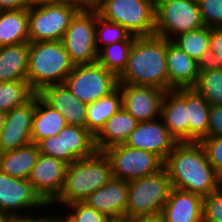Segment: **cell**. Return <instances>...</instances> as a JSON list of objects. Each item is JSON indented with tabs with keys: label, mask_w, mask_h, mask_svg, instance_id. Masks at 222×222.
Instances as JSON below:
<instances>
[{
	"label": "cell",
	"mask_w": 222,
	"mask_h": 222,
	"mask_svg": "<svg viewBox=\"0 0 222 222\" xmlns=\"http://www.w3.org/2000/svg\"><path fill=\"white\" fill-rule=\"evenodd\" d=\"M174 188L209 196L222 186V179L209 163L200 142H177L164 161Z\"/></svg>",
	"instance_id": "1"
},
{
	"label": "cell",
	"mask_w": 222,
	"mask_h": 222,
	"mask_svg": "<svg viewBox=\"0 0 222 222\" xmlns=\"http://www.w3.org/2000/svg\"><path fill=\"white\" fill-rule=\"evenodd\" d=\"M166 46L167 39L155 34L136 37L127 66L118 76L119 84L153 86L168 91Z\"/></svg>",
	"instance_id": "2"
},
{
	"label": "cell",
	"mask_w": 222,
	"mask_h": 222,
	"mask_svg": "<svg viewBox=\"0 0 222 222\" xmlns=\"http://www.w3.org/2000/svg\"><path fill=\"white\" fill-rule=\"evenodd\" d=\"M111 178V165L103 152L96 151L90 157L77 159L67 166L62 191L49 206L83 202Z\"/></svg>",
	"instance_id": "3"
},
{
	"label": "cell",
	"mask_w": 222,
	"mask_h": 222,
	"mask_svg": "<svg viewBox=\"0 0 222 222\" xmlns=\"http://www.w3.org/2000/svg\"><path fill=\"white\" fill-rule=\"evenodd\" d=\"M73 67L61 40L29 42L26 80L36 94L46 86L63 84Z\"/></svg>",
	"instance_id": "4"
},
{
	"label": "cell",
	"mask_w": 222,
	"mask_h": 222,
	"mask_svg": "<svg viewBox=\"0 0 222 222\" xmlns=\"http://www.w3.org/2000/svg\"><path fill=\"white\" fill-rule=\"evenodd\" d=\"M172 188L165 168L129 181L125 219L161 213Z\"/></svg>",
	"instance_id": "5"
},
{
	"label": "cell",
	"mask_w": 222,
	"mask_h": 222,
	"mask_svg": "<svg viewBox=\"0 0 222 222\" xmlns=\"http://www.w3.org/2000/svg\"><path fill=\"white\" fill-rule=\"evenodd\" d=\"M155 0H99L96 11L103 19L125 27L136 37L155 32Z\"/></svg>",
	"instance_id": "6"
},
{
	"label": "cell",
	"mask_w": 222,
	"mask_h": 222,
	"mask_svg": "<svg viewBox=\"0 0 222 222\" xmlns=\"http://www.w3.org/2000/svg\"><path fill=\"white\" fill-rule=\"evenodd\" d=\"M154 34L168 40L205 26L197 0H155Z\"/></svg>",
	"instance_id": "7"
},
{
	"label": "cell",
	"mask_w": 222,
	"mask_h": 222,
	"mask_svg": "<svg viewBox=\"0 0 222 222\" xmlns=\"http://www.w3.org/2000/svg\"><path fill=\"white\" fill-rule=\"evenodd\" d=\"M65 86L81 102L93 103L118 88V76L98 62L74 65L64 81Z\"/></svg>",
	"instance_id": "8"
},
{
	"label": "cell",
	"mask_w": 222,
	"mask_h": 222,
	"mask_svg": "<svg viewBox=\"0 0 222 222\" xmlns=\"http://www.w3.org/2000/svg\"><path fill=\"white\" fill-rule=\"evenodd\" d=\"M80 9L72 4L30 6L29 42L62 40L71 20Z\"/></svg>",
	"instance_id": "9"
},
{
	"label": "cell",
	"mask_w": 222,
	"mask_h": 222,
	"mask_svg": "<svg viewBox=\"0 0 222 222\" xmlns=\"http://www.w3.org/2000/svg\"><path fill=\"white\" fill-rule=\"evenodd\" d=\"M102 152L110 162L112 178L115 179L131 181L164 168V161L159 156L125 144L111 146Z\"/></svg>",
	"instance_id": "10"
},
{
	"label": "cell",
	"mask_w": 222,
	"mask_h": 222,
	"mask_svg": "<svg viewBox=\"0 0 222 222\" xmlns=\"http://www.w3.org/2000/svg\"><path fill=\"white\" fill-rule=\"evenodd\" d=\"M61 41L74 65L97 62L95 9H80Z\"/></svg>",
	"instance_id": "11"
},
{
	"label": "cell",
	"mask_w": 222,
	"mask_h": 222,
	"mask_svg": "<svg viewBox=\"0 0 222 222\" xmlns=\"http://www.w3.org/2000/svg\"><path fill=\"white\" fill-rule=\"evenodd\" d=\"M39 207L50 209L28 179L13 178L0 171V212L11 214L16 219H33L40 216L32 217L28 210H40ZM21 210H27V213L23 215Z\"/></svg>",
	"instance_id": "12"
},
{
	"label": "cell",
	"mask_w": 222,
	"mask_h": 222,
	"mask_svg": "<svg viewBox=\"0 0 222 222\" xmlns=\"http://www.w3.org/2000/svg\"><path fill=\"white\" fill-rule=\"evenodd\" d=\"M122 95V108L139 123L161 117L166 90L143 85L118 84Z\"/></svg>",
	"instance_id": "13"
},
{
	"label": "cell",
	"mask_w": 222,
	"mask_h": 222,
	"mask_svg": "<svg viewBox=\"0 0 222 222\" xmlns=\"http://www.w3.org/2000/svg\"><path fill=\"white\" fill-rule=\"evenodd\" d=\"M68 164L51 156H38L28 181L39 196L50 205L62 191Z\"/></svg>",
	"instance_id": "14"
},
{
	"label": "cell",
	"mask_w": 222,
	"mask_h": 222,
	"mask_svg": "<svg viewBox=\"0 0 222 222\" xmlns=\"http://www.w3.org/2000/svg\"><path fill=\"white\" fill-rule=\"evenodd\" d=\"M35 112V95L25 104L5 113L0 135V153L16 150L32 142L31 128Z\"/></svg>",
	"instance_id": "15"
},
{
	"label": "cell",
	"mask_w": 222,
	"mask_h": 222,
	"mask_svg": "<svg viewBox=\"0 0 222 222\" xmlns=\"http://www.w3.org/2000/svg\"><path fill=\"white\" fill-rule=\"evenodd\" d=\"M176 143L177 141L169 134L161 117L138 123L124 142L128 147L154 153L163 161Z\"/></svg>",
	"instance_id": "16"
},
{
	"label": "cell",
	"mask_w": 222,
	"mask_h": 222,
	"mask_svg": "<svg viewBox=\"0 0 222 222\" xmlns=\"http://www.w3.org/2000/svg\"><path fill=\"white\" fill-rule=\"evenodd\" d=\"M129 181L111 178L83 202L111 220L125 219Z\"/></svg>",
	"instance_id": "17"
},
{
	"label": "cell",
	"mask_w": 222,
	"mask_h": 222,
	"mask_svg": "<svg viewBox=\"0 0 222 222\" xmlns=\"http://www.w3.org/2000/svg\"><path fill=\"white\" fill-rule=\"evenodd\" d=\"M161 119L169 134L177 142H189L186 88L166 91L162 103Z\"/></svg>",
	"instance_id": "18"
},
{
	"label": "cell",
	"mask_w": 222,
	"mask_h": 222,
	"mask_svg": "<svg viewBox=\"0 0 222 222\" xmlns=\"http://www.w3.org/2000/svg\"><path fill=\"white\" fill-rule=\"evenodd\" d=\"M166 63L168 91L178 88H193L196 85L201 65L168 39Z\"/></svg>",
	"instance_id": "19"
},
{
	"label": "cell",
	"mask_w": 222,
	"mask_h": 222,
	"mask_svg": "<svg viewBox=\"0 0 222 222\" xmlns=\"http://www.w3.org/2000/svg\"><path fill=\"white\" fill-rule=\"evenodd\" d=\"M37 94L63 115L67 125L86 128L87 104L79 101L64 83L46 86Z\"/></svg>",
	"instance_id": "20"
},
{
	"label": "cell",
	"mask_w": 222,
	"mask_h": 222,
	"mask_svg": "<svg viewBox=\"0 0 222 222\" xmlns=\"http://www.w3.org/2000/svg\"><path fill=\"white\" fill-rule=\"evenodd\" d=\"M203 197L172 188L161 214L164 222H197L203 218Z\"/></svg>",
	"instance_id": "21"
},
{
	"label": "cell",
	"mask_w": 222,
	"mask_h": 222,
	"mask_svg": "<svg viewBox=\"0 0 222 222\" xmlns=\"http://www.w3.org/2000/svg\"><path fill=\"white\" fill-rule=\"evenodd\" d=\"M138 123L124 108L119 109L105 122L103 128L94 137L96 151L102 152L111 146L124 144Z\"/></svg>",
	"instance_id": "22"
},
{
	"label": "cell",
	"mask_w": 222,
	"mask_h": 222,
	"mask_svg": "<svg viewBox=\"0 0 222 222\" xmlns=\"http://www.w3.org/2000/svg\"><path fill=\"white\" fill-rule=\"evenodd\" d=\"M66 125L63 115L35 94V112L31 128L32 143L38 144L44 138L57 136Z\"/></svg>",
	"instance_id": "23"
},
{
	"label": "cell",
	"mask_w": 222,
	"mask_h": 222,
	"mask_svg": "<svg viewBox=\"0 0 222 222\" xmlns=\"http://www.w3.org/2000/svg\"><path fill=\"white\" fill-rule=\"evenodd\" d=\"M40 155L39 146L29 143L16 150L0 153V171L17 179H28Z\"/></svg>",
	"instance_id": "24"
},
{
	"label": "cell",
	"mask_w": 222,
	"mask_h": 222,
	"mask_svg": "<svg viewBox=\"0 0 222 222\" xmlns=\"http://www.w3.org/2000/svg\"><path fill=\"white\" fill-rule=\"evenodd\" d=\"M58 135H62L64 162L68 165L96 152L94 136L87 128L66 125Z\"/></svg>",
	"instance_id": "25"
},
{
	"label": "cell",
	"mask_w": 222,
	"mask_h": 222,
	"mask_svg": "<svg viewBox=\"0 0 222 222\" xmlns=\"http://www.w3.org/2000/svg\"><path fill=\"white\" fill-rule=\"evenodd\" d=\"M29 42L0 47V82L26 80Z\"/></svg>",
	"instance_id": "26"
},
{
	"label": "cell",
	"mask_w": 222,
	"mask_h": 222,
	"mask_svg": "<svg viewBox=\"0 0 222 222\" xmlns=\"http://www.w3.org/2000/svg\"><path fill=\"white\" fill-rule=\"evenodd\" d=\"M188 107L189 142H200L208 137V116L210 105L194 88H186Z\"/></svg>",
	"instance_id": "27"
},
{
	"label": "cell",
	"mask_w": 222,
	"mask_h": 222,
	"mask_svg": "<svg viewBox=\"0 0 222 222\" xmlns=\"http://www.w3.org/2000/svg\"><path fill=\"white\" fill-rule=\"evenodd\" d=\"M29 42L28 9L0 11V47Z\"/></svg>",
	"instance_id": "28"
},
{
	"label": "cell",
	"mask_w": 222,
	"mask_h": 222,
	"mask_svg": "<svg viewBox=\"0 0 222 222\" xmlns=\"http://www.w3.org/2000/svg\"><path fill=\"white\" fill-rule=\"evenodd\" d=\"M122 108V95L117 88L111 94L88 103L86 108V128L95 137L105 122Z\"/></svg>",
	"instance_id": "29"
},
{
	"label": "cell",
	"mask_w": 222,
	"mask_h": 222,
	"mask_svg": "<svg viewBox=\"0 0 222 222\" xmlns=\"http://www.w3.org/2000/svg\"><path fill=\"white\" fill-rule=\"evenodd\" d=\"M171 41L200 65L208 63L210 27L204 26L197 30L180 33Z\"/></svg>",
	"instance_id": "30"
},
{
	"label": "cell",
	"mask_w": 222,
	"mask_h": 222,
	"mask_svg": "<svg viewBox=\"0 0 222 222\" xmlns=\"http://www.w3.org/2000/svg\"><path fill=\"white\" fill-rule=\"evenodd\" d=\"M193 88L209 105H222V67L209 63L201 65L197 83Z\"/></svg>",
	"instance_id": "31"
},
{
	"label": "cell",
	"mask_w": 222,
	"mask_h": 222,
	"mask_svg": "<svg viewBox=\"0 0 222 222\" xmlns=\"http://www.w3.org/2000/svg\"><path fill=\"white\" fill-rule=\"evenodd\" d=\"M134 40H124L102 47L98 51L97 62L119 76L126 68Z\"/></svg>",
	"instance_id": "32"
},
{
	"label": "cell",
	"mask_w": 222,
	"mask_h": 222,
	"mask_svg": "<svg viewBox=\"0 0 222 222\" xmlns=\"http://www.w3.org/2000/svg\"><path fill=\"white\" fill-rule=\"evenodd\" d=\"M35 94L27 80L0 82V111L6 113L21 106Z\"/></svg>",
	"instance_id": "33"
},
{
	"label": "cell",
	"mask_w": 222,
	"mask_h": 222,
	"mask_svg": "<svg viewBox=\"0 0 222 222\" xmlns=\"http://www.w3.org/2000/svg\"><path fill=\"white\" fill-rule=\"evenodd\" d=\"M95 39L99 51L102 47L112 43L135 40L136 36L132 35L125 27L103 19L95 9Z\"/></svg>",
	"instance_id": "34"
},
{
	"label": "cell",
	"mask_w": 222,
	"mask_h": 222,
	"mask_svg": "<svg viewBox=\"0 0 222 222\" xmlns=\"http://www.w3.org/2000/svg\"><path fill=\"white\" fill-rule=\"evenodd\" d=\"M68 207L69 212H66V216L72 222H110L111 219L108 218L106 215L101 214L97 210L92 207H89L84 202H74L69 205ZM68 214V215H67Z\"/></svg>",
	"instance_id": "35"
},
{
	"label": "cell",
	"mask_w": 222,
	"mask_h": 222,
	"mask_svg": "<svg viewBox=\"0 0 222 222\" xmlns=\"http://www.w3.org/2000/svg\"><path fill=\"white\" fill-rule=\"evenodd\" d=\"M202 20L207 27H222V0H197Z\"/></svg>",
	"instance_id": "36"
},
{
	"label": "cell",
	"mask_w": 222,
	"mask_h": 222,
	"mask_svg": "<svg viewBox=\"0 0 222 222\" xmlns=\"http://www.w3.org/2000/svg\"><path fill=\"white\" fill-rule=\"evenodd\" d=\"M205 222H222V186L209 196L203 197Z\"/></svg>",
	"instance_id": "37"
},
{
	"label": "cell",
	"mask_w": 222,
	"mask_h": 222,
	"mask_svg": "<svg viewBox=\"0 0 222 222\" xmlns=\"http://www.w3.org/2000/svg\"><path fill=\"white\" fill-rule=\"evenodd\" d=\"M200 143L206 151L209 163L222 179V137H205Z\"/></svg>",
	"instance_id": "38"
},
{
	"label": "cell",
	"mask_w": 222,
	"mask_h": 222,
	"mask_svg": "<svg viewBox=\"0 0 222 222\" xmlns=\"http://www.w3.org/2000/svg\"><path fill=\"white\" fill-rule=\"evenodd\" d=\"M210 55L208 63L222 67V27H210Z\"/></svg>",
	"instance_id": "39"
},
{
	"label": "cell",
	"mask_w": 222,
	"mask_h": 222,
	"mask_svg": "<svg viewBox=\"0 0 222 222\" xmlns=\"http://www.w3.org/2000/svg\"><path fill=\"white\" fill-rule=\"evenodd\" d=\"M41 154L51 156L64 162L62 135L44 138L38 143Z\"/></svg>",
	"instance_id": "40"
},
{
	"label": "cell",
	"mask_w": 222,
	"mask_h": 222,
	"mask_svg": "<svg viewBox=\"0 0 222 222\" xmlns=\"http://www.w3.org/2000/svg\"><path fill=\"white\" fill-rule=\"evenodd\" d=\"M208 137H222V105H210Z\"/></svg>",
	"instance_id": "41"
},
{
	"label": "cell",
	"mask_w": 222,
	"mask_h": 222,
	"mask_svg": "<svg viewBox=\"0 0 222 222\" xmlns=\"http://www.w3.org/2000/svg\"><path fill=\"white\" fill-rule=\"evenodd\" d=\"M30 7V0H0V11L21 10Z\"/></svg>",
	"instance_id": "42"
},
{
	"label": "cell",
	"mask_w": 222,
	"mask_h": 222,
	"mask_svg": "<svg viewBox=\"0 0 222 222\" xmlns=\"http://www.w3.org/2000/svg\"><path fill=\"white\" fill-rule=\"evenodd\" d=\"M67 3L77 6L79 9H96L99 0H67Z\"/></svg>",
	"instance_id": "43"
},
{
	"label": "cell",
	"mask_w": 222,
	"mask_h": 222,
	"mask_svg": "<svg viewBox=\"0 0 222 222\" xmlns=\"http://www.w3.org/2000/svg\"><path fill=\"white\" fill-rule=\"evenodd\" d=\"M132 222H164L162 214H153V215H146V216H139L136 218L131 219Z\"/></svg>",
	"instance_id": "44"
},
{
	"label": "cell",
	"mask_w": 222,
	"mask_h": 222,
	"mask_svg": "<svg viewBox=\"0 0 222 222\" xmlns=\"http://www.w3.org/2000/svg\"><path fill=\"white\" fill-rule=\"evenodd\" d=\"M67 3V0H30V6L58 5Z\"/></svg>",
	"instance_id": "45"
},
{
	"label": "cell",
	"mask_w": 222,
	"mask_h": 222,
	"mask_svg": "<svg viewBox=\"0 0 222 222\" xmlns=\"http://www.w3.org/2000/svg\"><path fill=\"white\" fill-rule=\"evenodd\" d=\"M47 217H48V219H49V222H72L67 216H66V214L64 215H62V216H59L58 214L57 215H51L50 214V216H48L47 215Z\"/></svg>",
	"instance_id": "46"
},
{
	"label": "cell",
	"mask_w": 222,
	"mask_h": 222,
	"mask_svg": "<svg viewBox=\"0 0 222 222\" xmlns=\"http://www.w3.org/2000/svg\"><path fill=\"white\" fill-rule=\"evenodd\" d=\"M15 222H49L47 215L44 217L43 215L39 218L33 219H17Z\"/></svg>",
	"instance_id": "47"
},
{
	"label": "cell",
	"mask_w": 222,
	"mask_h": 222,
	"mask_svg": "<svg viewBox=\"0 0 222 222\" xmlns=\"http://www.w3.org/2000/svg\"><path fill=\"white\" fill-rule=\"evenodd\" d=\"M16 220L11 214L0 212V222H15Z\"/></svg>",
	"instance_id": "48"
},
{
	"label": "cell",
	"mask_w": 222,
	"mask_h": 222,
	"mask_svg": "<svg viewBox=\"0 0 222 222\" xmlns=\"http://www.w3.org/2000/svg\"><path fill=\"white\" fill-rule=\"evenodd\" d=\"M4 116H5V113L0 111V135L2 132L3 125H4Z\"/></svg>",
	"instance_id": "49"
},
{
	"label": "cell",
	"mask_w": 222,
	"mask_h": 222,
	"mask_svg": "<svg viewBox=\"0 0 222 222\" xmlns=\"http://www.w3.org/2000/svg\"><path fill=\"white\" fill-rule=\"evenodd\" d=\"M110 222H132L130 219L111 220Z\"/></svg>",
	"instance_id": "50"
},
{
	"label": "cell",
	"mask_w": 222,
	"mask_h": 222,
	"mask_svg": "<svg viewBox=\"0 0 222 222\" xmlns=\"http://www.w3.org/2000/svg\"><path fill=\"white\" fill-rule=\"evenodd\" d=\"M197 222H205L204 219L202 218L201 220L197 221Z\"/></svg>",
	"instance_id": "51"
}]
</instances>
